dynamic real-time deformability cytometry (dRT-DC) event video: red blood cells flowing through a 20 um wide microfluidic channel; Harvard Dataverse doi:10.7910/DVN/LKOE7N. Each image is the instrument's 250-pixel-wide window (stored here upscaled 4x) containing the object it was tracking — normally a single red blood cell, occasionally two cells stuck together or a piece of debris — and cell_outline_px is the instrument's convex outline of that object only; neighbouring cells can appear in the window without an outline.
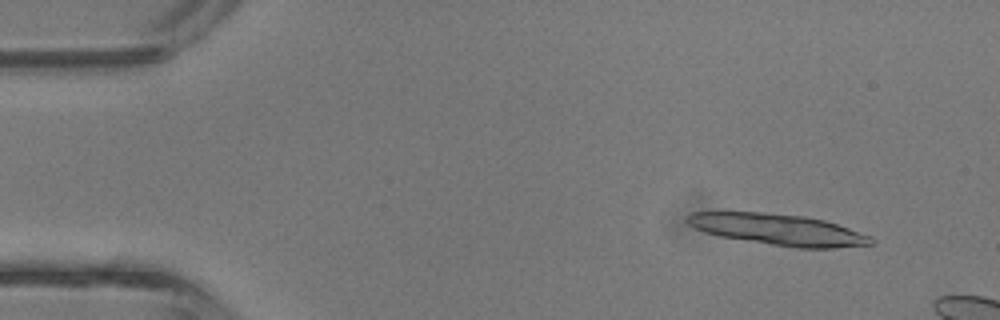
{"species": "common noctule bat (a hibernating species)", "species_latin": "Nyctalus noctula", "temperature_condition": "room temperature", "stored_images_in_passage": 8, "camera_frame_rate_fps": 3000, "um_per_image_px": 0.085, "animal": {"sex": "male", "body_mass_g": 13.3}, "frame": {"image": 1, "passage_image": 3, "time_ms": 0.667, "image_size_px": [1000, 320], "cell_outline_px": [[872, 244], [836, 248], [796, 248], [720, 236], [704, 232], [688, 224], [684, 220], [684, 216], [692, 212], [764, 212], [804, 216], [824, 220], [872, 236]], "centroid_in_image_um": [66.11, 19.5], "position_along_channel_um": 18.9, "area_um2": 33.29}}